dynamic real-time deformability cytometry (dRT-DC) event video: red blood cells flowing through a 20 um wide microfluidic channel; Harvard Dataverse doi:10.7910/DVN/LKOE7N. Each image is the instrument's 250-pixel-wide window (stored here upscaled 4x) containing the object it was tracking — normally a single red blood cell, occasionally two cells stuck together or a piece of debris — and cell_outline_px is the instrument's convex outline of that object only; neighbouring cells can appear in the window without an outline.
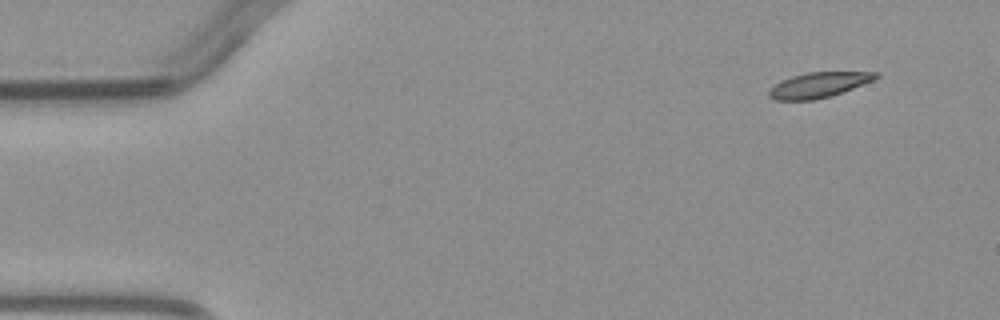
{"species": "common noctule bat (a hibernating species)", "species_latin": "Nyctalus noctula", "temperature_condition": "warm", "stored_images_in_passage": 4, "camera_frame_rate_fps": 3000, "um_per_image_px": 0.085, "animal": {"sex": "male", "body_mass_g": 23.1, "forearm_length_mm": 52.7}, "frame": {"image": 1, "passage_image": 1, "time_ms": 0.0, "image_size_px": [1000, 320], "cell_outline_px": [[880, 76], [872, 80], [832, 96], [812, 100], [772, 100], [768, 96], [768, 92], [780, 80], [792, 76], [808, 72], [880, 72]], "centroid_in_image_um": [69.56, 7.22], "position_along_channel_um": 15.4, "area_um2": 15.61}}
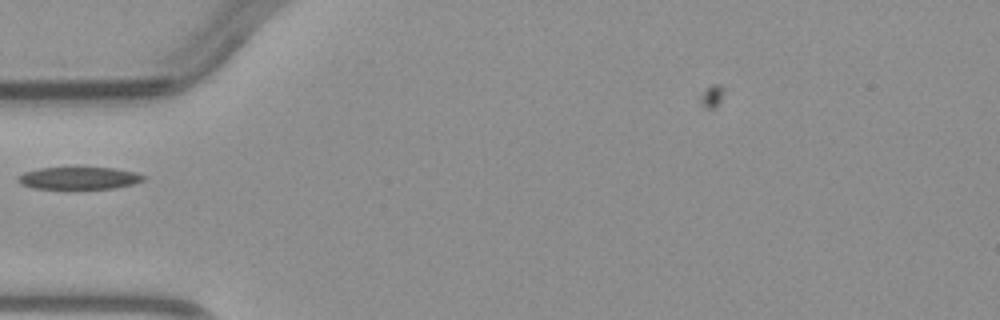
{"frame": {"image": 2, "passage_image": 4, "time_ms": 4.0, "image_size_px": [1000, 320], "cell_outline_px": [[148, 176], [144, 180], [132, 184], [112, 188], [68, 192], [32, 188], [20, 184], [16, 180], [24, 172], [40, 168], [76, 164], [112, 168], [136, 172]], "centroid_in_image_um": [6.67, 15.14], "position_along_channel_um": 78.3, "area_um2": 18.26}}